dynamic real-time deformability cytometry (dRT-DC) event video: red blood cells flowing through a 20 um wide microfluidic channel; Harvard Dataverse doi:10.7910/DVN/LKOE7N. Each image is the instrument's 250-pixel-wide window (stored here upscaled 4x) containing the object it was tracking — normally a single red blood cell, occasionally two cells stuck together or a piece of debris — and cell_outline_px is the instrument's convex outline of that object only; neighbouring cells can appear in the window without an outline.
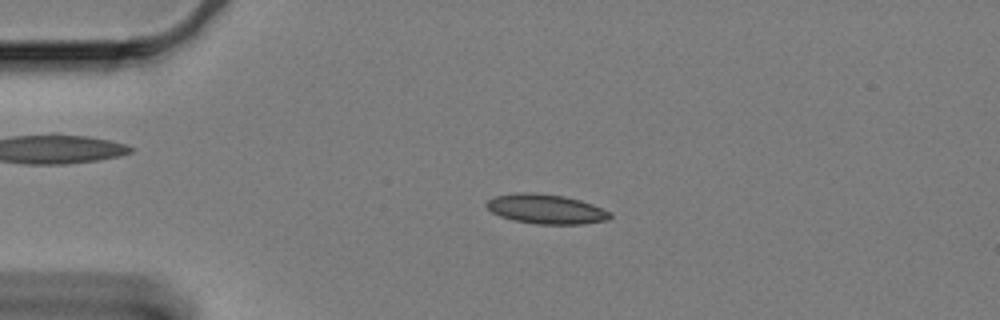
{"species": "Egyptian fruit bat (a non-hibernating species)", "species_latin": "Rousettus aegyptiacus", "temperature_condition": "cold", "stored_images_in_passage": 60, "camera_frame_rate_fps": 3000, "um_per_image_px": 0.085, "animal": {"sex": "female"}, "frame": {"image": 1, "passage_image": 13, "time_ms": 4.0, "image_size_px": [1000, 320], "cell_outline_px": [[612, 216], [608, 220], [584, 224], [536, 224], [512, 220], [500, 216], [492, 212], [484, 204], [488, 200], [496, 196], [516, 192], [536, 192], [564, 196], [580, 200], [592, 204], [612, 212]], "centroid_in_image_um": [46.42, 17.77], "position_along_channel_um": 38.6, "area_um2": 21.5}}
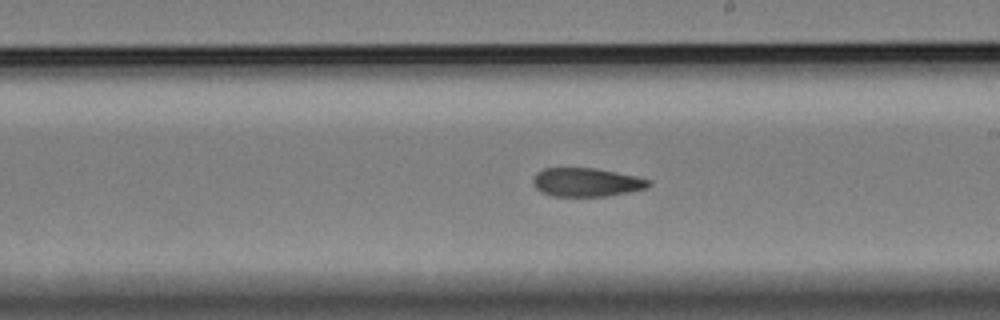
{"frame": {"image": 2, "passage_image": 34, "time_ms": 11.0, "image_size_px": [1000, 320], "cell_outline_px": [[652, 184], [648, 188], [608, 196], [552, 196], [540, 192], [532, 184], [532, 180], [536, 172], [544, 168], [596, 168], [636, 176], [652, 180]], "centroid_in_image_um": [49.85, 15.49], "position_along_channel_um": 239.2, "area_um2": 19.54}}
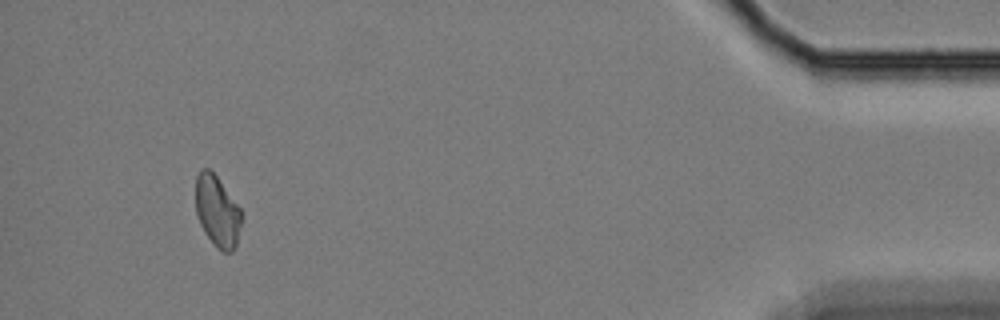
{"frame": {"image": 3, "passage_image": 56, "time_ms": 18.333, "image_size_px": [1000, 320], "cell_outline_px": [[240, 224], [236, 244], [232, 252], [220, 252], [216, 248], [204, 232], [196, 216], [196, 176], [200, 168], [208, 168], [216, 176], [240, 208]], "centroid_in_image_um": [18.43, 17.97], "position_along_channel_um": 416.8, "area_um2": 18.84}, "authors_computed_cell_mechanics": {"area_um2": 20.0855, "velocity_mm_per_s": 3.3067, "shape_relaxation_time_tau1_ms": 5.8145, "shape_relaxation_time_tau2_ms": 4.4476, "deformation_change_tau1": 0.1309, "deformation_change_tau2": 0.1051}}